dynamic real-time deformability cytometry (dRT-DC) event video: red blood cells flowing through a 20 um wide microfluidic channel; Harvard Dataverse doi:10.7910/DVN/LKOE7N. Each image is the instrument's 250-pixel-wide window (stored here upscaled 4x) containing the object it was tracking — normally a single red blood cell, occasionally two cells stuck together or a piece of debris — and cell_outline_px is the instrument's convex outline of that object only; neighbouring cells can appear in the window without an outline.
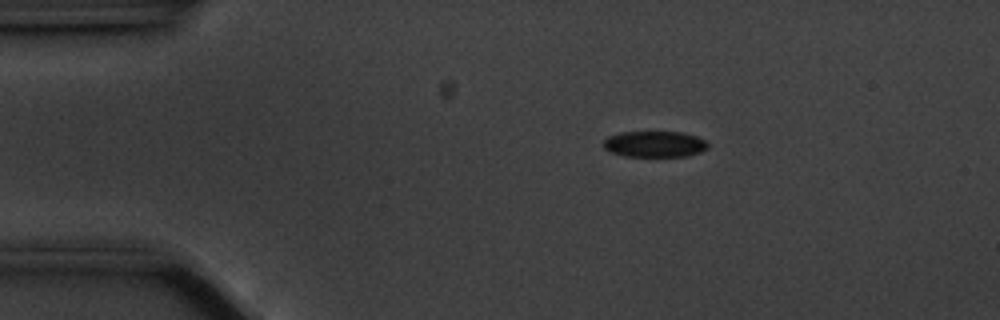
{"species": "common noctule bat (a hibernating species)", "species_latin": "Nyctalus noctula", "temperature_condition": "cold", "stored_images_in_passage": 9, "camera_frame_rate_fps": 3000, "um_per_image_px": 0.085, "animal": {"sex": "male", "body_mass_g": 20.1, "forearm_length_mm": 53.5}, "frame": {"image": 1, "passage_image": 2, "time_ms": 0.333, "image_size_px": [1000, 320], "cell_outline_px": [[708, 148], [700, 152], [688, 156], [624, 156], [612, 152], [604, 148], [604, 140], [608, 136], [624, 132], [684, 132], [696, 136], [704, 140], [708, 144]], "centroid_in_image_um": [55.67, 12.25], "position_along_channel_um": 29.3, "area_um2": 15.78}}